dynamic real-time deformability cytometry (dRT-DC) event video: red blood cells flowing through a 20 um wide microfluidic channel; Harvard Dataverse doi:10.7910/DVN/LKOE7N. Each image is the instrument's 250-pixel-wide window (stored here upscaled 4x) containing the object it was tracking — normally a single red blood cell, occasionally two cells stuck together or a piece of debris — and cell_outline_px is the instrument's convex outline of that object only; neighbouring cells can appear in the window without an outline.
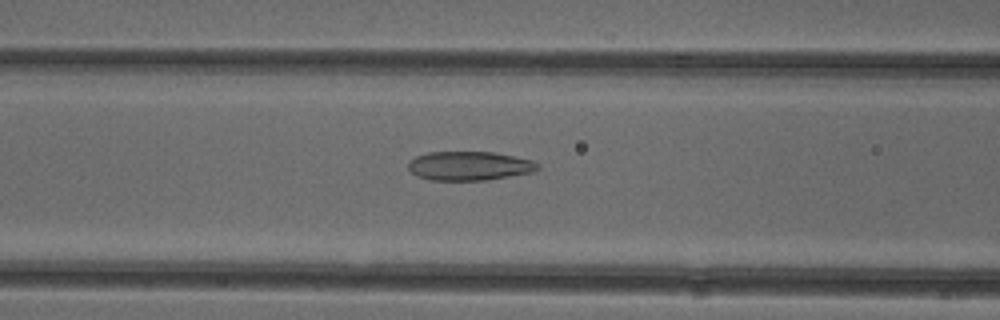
{"species": "common noctule bat (a hibernating species)", "species_latin": "Nyctalus noctula", "temperature_condition": "cold", "stored_images_in_passage": 52, "camera_frame_rate_fps": 3000, "um_per_image_px": 0.085, "animal": {"sex": "female"}, "frame": {"image": 1, "passage_image": 21, "time_ms": 6.667, "image_size_px": [1000, 320], "cell_outline_px": [[540, 168], [532, 172], [488, 180], [428, 180], [416, 176], [408, 168], [408, 164], [416, 156], [428, 152], [492, 152], [532, 160], [540, 164]], "centroid_in_image_um": [39.89, 14.1], "position_along_channel_um": 126.7, "area_um2": 21.85}}
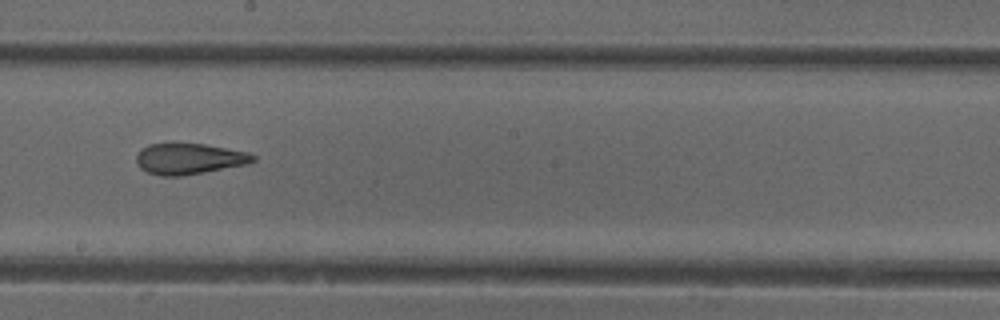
{"frame": {"image": 2, "passage_image": 29, "time_ms": 9.333, "image_size_px": [1000, 320], "cell_outline_px": [[256, 160], [248, 164], [184, 176], [160, 176], [148, 172], [140, 168], [136, 160], [136, 156], [148, 144], [172, 140], [204, 144], [248, 152], [256, 156]], "centroid_in_image_um": [16.06, 13.46], "position_along_channel_um": 232.1, "area_um2": 21.73}}
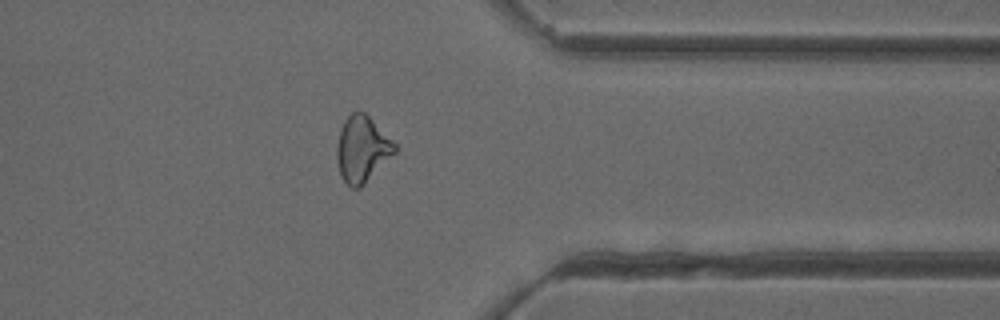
{"frame": {"image": 3, "passage_image": 41, "time_ms": 13.333, "image_size_px": [1000, 320], "cell_outline_px": [[400, 148], [360, 188], [352, 188], [340, 176], [336, 156], [336, 148], [340, 132], [344, 120], [352, 112], [364, 112]], "centroid_in_image_um": [30.78, 12.69], "position_along_channel_um": 380.6, "area_um2": 22.08}, "authors_computed_cell_mechanics": {"area_um2": 23.0622, "velocity_mm_per_s": 3.952, "shape_relaxation_time_tau1_ms": null, "shape_relaxation_time_tau2_ms": 2.466, "deformation_change_tau1": null, "deformation_change_tau2": 0.111}}